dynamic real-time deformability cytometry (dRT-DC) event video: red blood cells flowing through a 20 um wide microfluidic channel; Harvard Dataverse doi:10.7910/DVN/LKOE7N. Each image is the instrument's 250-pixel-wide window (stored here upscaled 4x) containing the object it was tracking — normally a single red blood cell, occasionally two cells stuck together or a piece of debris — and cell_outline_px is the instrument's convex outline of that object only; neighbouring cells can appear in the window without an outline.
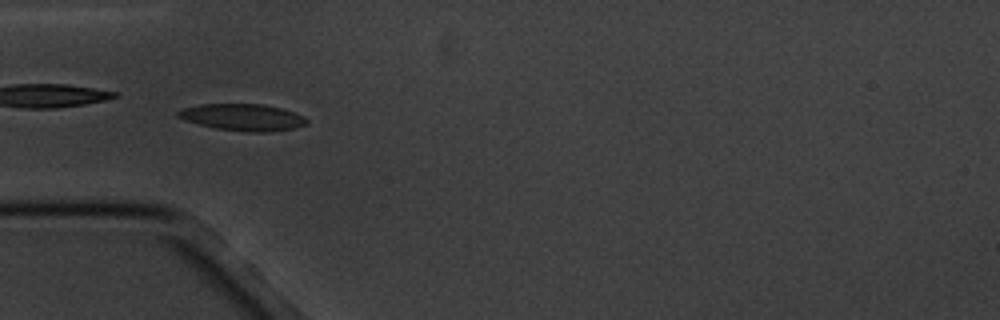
{"species": "common noctule bat (a hibernating species)", "species_latin": "Nyctalus noctula", "temperature_condition": "cold", "stored_images_in_passage": 9, "camera_frame_rate_fps": 3000, "um_per_image_px": 0.085, "animal": {"sex": "male", "body_mass_g": 20.1, "forearm_length_mm": 53.5}, "frame": {"image": 1, "passage_image": 6, "time_ms": 6.0, "image_size_px": [1000, 320], "cell_outline_px": [[308, 124], [296, 128], [268, 132], [248, 132], [216, 128], [184, 120], [176, 116], [176, 112], [184, 108], [204, 104], [264, 104], [280, 108], [304, 116], [308, 120]], "centroid_in_image_um": [20.66, 9.97], "position_along_channel_um": 64.3, "area_um2": 20.0}}
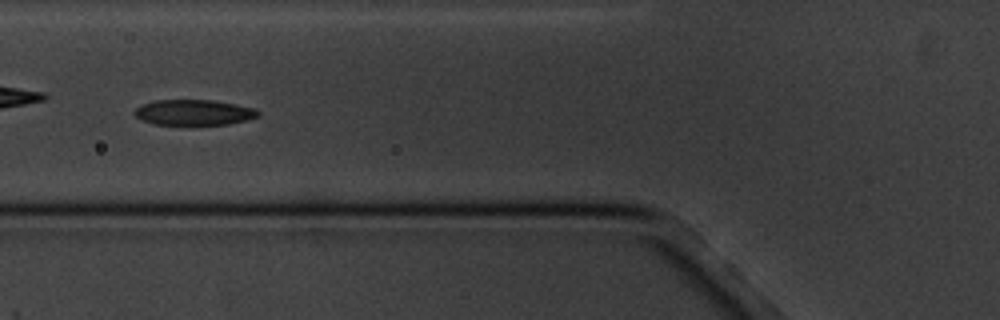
{"frame": {"image": 2, "passage_image": 7, "time_ms": 7.333, "image_size_px": [1000, 320], "cell_outline_px": [[260, 116], [248, 120], [228, 124], [152, 124], [140, 120], [132, 112], [140, 104], [156, 100], [212, 100], [256, 108], [260, 112]], "centroid_in_image_um": [16.47, 9.55], "position_along_channel_um": 109.3, "area_um2": 18.5}}
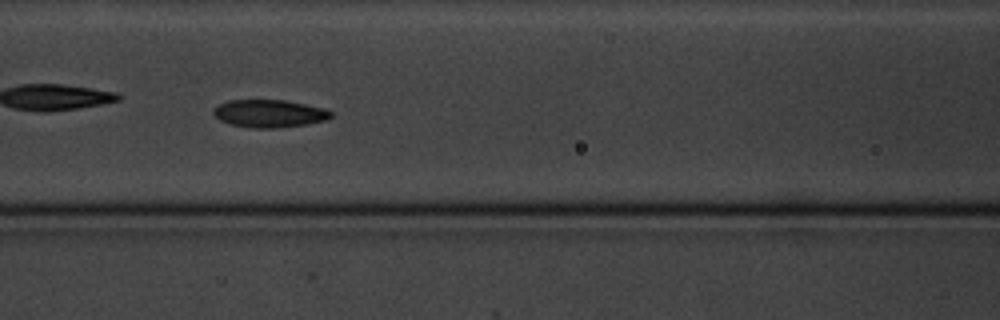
{"frame": {"image": 3, "passage_image": 8, "time_ms": 8.333, "image_size_px": [1000, 320], "cell_outline_px": [[332, 116], [328, 120], [308, 124], [276, 128], [248, 128], [232, 124], [220, 120], [212, 112], [212, 108], [228, 100], [284, 100], [324, 108], [332, 112]], "centroid_in_image_um": [22.9, 9.65], "position_along_channel_um": 143.7, "area_um2": 19.02}}